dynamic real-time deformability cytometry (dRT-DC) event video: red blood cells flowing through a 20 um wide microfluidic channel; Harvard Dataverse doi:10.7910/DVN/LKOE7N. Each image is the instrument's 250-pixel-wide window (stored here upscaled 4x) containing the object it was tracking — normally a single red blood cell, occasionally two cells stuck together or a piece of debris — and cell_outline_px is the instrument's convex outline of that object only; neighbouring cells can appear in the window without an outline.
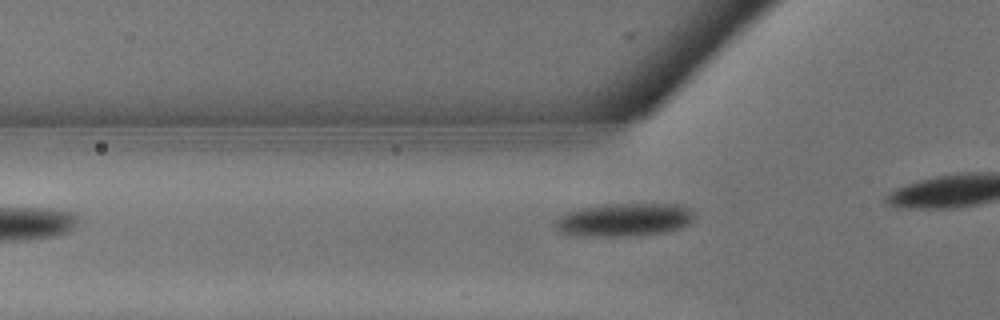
{"species": "common noctule bat (a hibernating species)", "species_latin": "Nyctalus noctula", "temperature_condition": "warm", "stored_images_in_passage": 6, "camera_frame_rate_fps": 3000, "um_per_image_px": 0.085, "animal": {"sex": "male", "body_mass_g": 13.3}, "frame": {"image": 1, "passage_image": 6, "time_ms": 1.667, "image_size_px": [1000, 320], "cell_outline_px": [[696, 212], [692, 220], [688, 224], [680, 228], [668, 232], [640, 236], [588, 236], [560, 232], [552, 224], [560, 216], [568, 212], [588, 208], [612, 204], [676, 204], [692, 208]], "centroid_in_image_um": [53.15, 18.69], "position_along_channel_um": 72.7, "area_um2": 26.82}}